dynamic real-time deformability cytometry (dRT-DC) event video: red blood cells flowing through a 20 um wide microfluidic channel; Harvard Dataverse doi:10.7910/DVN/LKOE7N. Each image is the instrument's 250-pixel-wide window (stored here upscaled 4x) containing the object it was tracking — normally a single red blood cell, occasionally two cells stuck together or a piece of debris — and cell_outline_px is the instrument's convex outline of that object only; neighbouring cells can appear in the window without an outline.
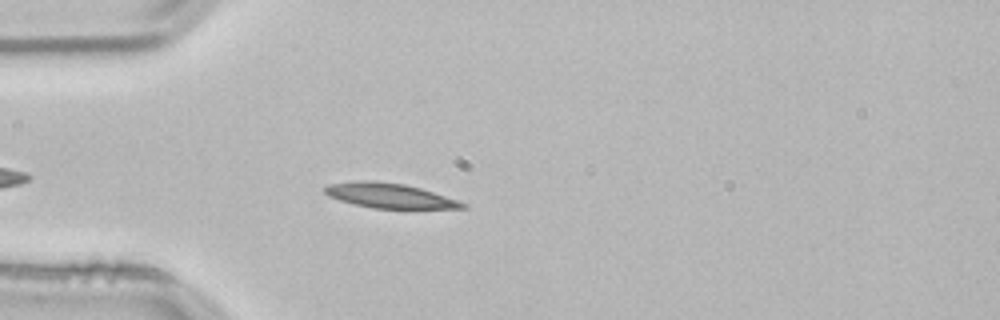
{"species": "common noctule bat (a hibernating species)", "species_latin": "Nyctalus noctula", "temperature_condition": "room temperature", "stored_images_in_passage": 38, "camera_frame_rate_fps": 3000, "um_per_image_px": 0.085, "animal": {"sex": "male", "body_mass_g": 21.5, "forearm_length_mm": 52.0}, "frame": {"image": 1, "passage_image": 6, "time_ms": 1.667, "image_size_px": [1000, 320], "cell_outline_px": [[468, 208], [372, 208], [340, 200], [328, 196], [324, 192], [324, 188], [328, 184], [356, 180], [376, 180], [404, 184], [420, 188], [468, 204]], "centroid_in_image_um": [33.06, 16.61], "position_along_channel_um": 51.9, "area_um2": 19.71}}
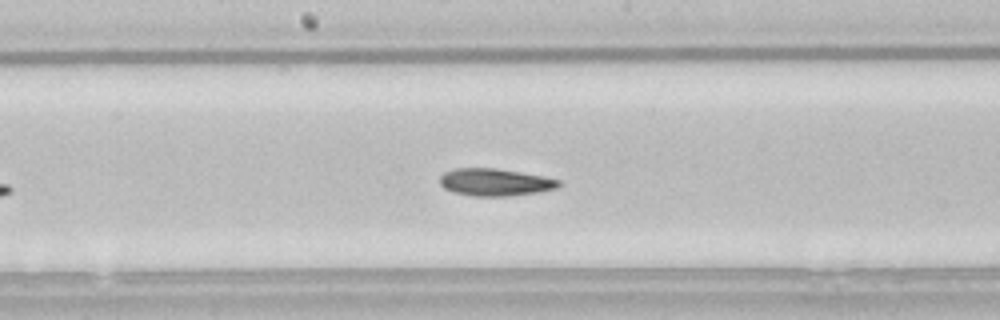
{"frame": {"image": 2, "passage_image": 19, "time_ms": 6.0, "image_size_px": [1000, 320], "cell_outline_px": [[564, 184], [556, 188], [540, 192], [508, 196], [472, 196], [452, 192], [444, 188], [440, 184], [440, 176], [444, 172], [452, 168], [496, 168], [544, 176], [560, 180]], "centroid_in_image_um": [42.09, 15.49], "position_along_channel_um": 206.1, "area_um2": 19.19}}
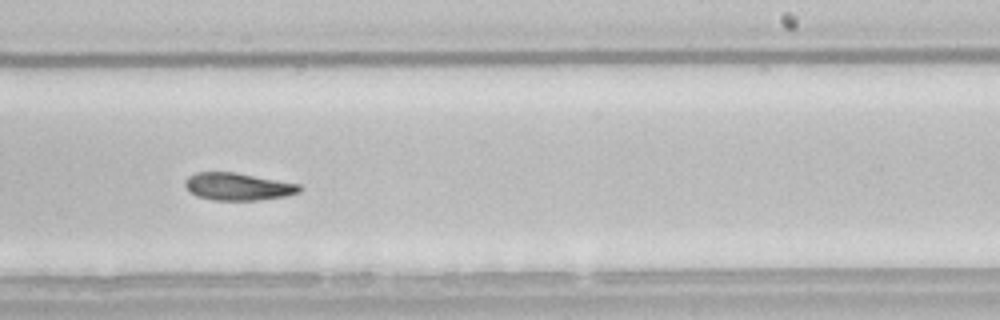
{"frame": {"image": 3, "passage_image": 24, "time_ms": 7.667, "image_size_px": [1000, 320], "cell_outline_px": [[304, 188], [300, 192], [284, 196], [260, 200], [212, 200], [196, 196], [188, 192], [184, 184], [184, 180], [188, 176], [196, 172], [236, 172], [300, 184]], "centroid_in_image_um": [20.2, 15.86], "position_along_channel_um": 268.8, "area_um2": 18.55}, "authors_computed_cell_mechanics": {"area_um2": 18.9006, "velocity_mm_per_s": 3.7856, "shape_relaxation_time_tau1_ms": 5.8899, "shape_relaxation_time_tau2_ms": 6.4413, "deformation_change_tau1": 0.1452, "deformation_change_tau2": 0.1227}}